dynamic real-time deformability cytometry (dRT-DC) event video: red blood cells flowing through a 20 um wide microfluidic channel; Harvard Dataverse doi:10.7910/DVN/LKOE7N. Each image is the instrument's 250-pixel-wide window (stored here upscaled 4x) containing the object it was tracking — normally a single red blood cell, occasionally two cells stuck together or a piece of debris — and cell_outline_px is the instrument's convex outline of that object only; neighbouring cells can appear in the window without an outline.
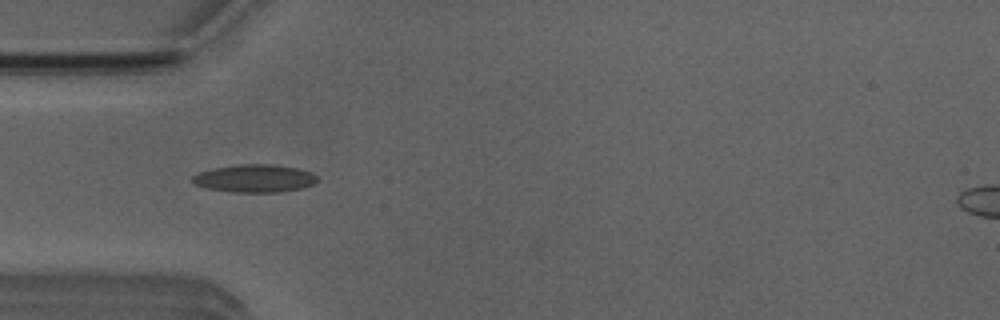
{"species": "Egyptian fruit bat (a non-hibernating species)", "species_latin": "Rousettus aegyptiacus", "temperature_condition": "room temperature", "stored_images_in_passage": 52, "camera_frame_rate_fps": 3000, "um_per_image_px": 0.085, "animal": {"sex": "male"}, "frame": {"image": 1, "passage_image": 15, "time_ms": 4.667, "image_size_px": [1000, 320], "cell_outline_px": [[316, 180], [312, 184], [304, 188], [276, 192], [232, 192], [204, 188], [192, 184], [192, 176], [200, 172], [216, 168], [236, 164], [272, 164], [296, 168], [312, 172], [316, 176]], "centroid_in_image_um": [21.61, 15.17], "position_along_channel_um": 63.4, "area_um2": 20.23}}
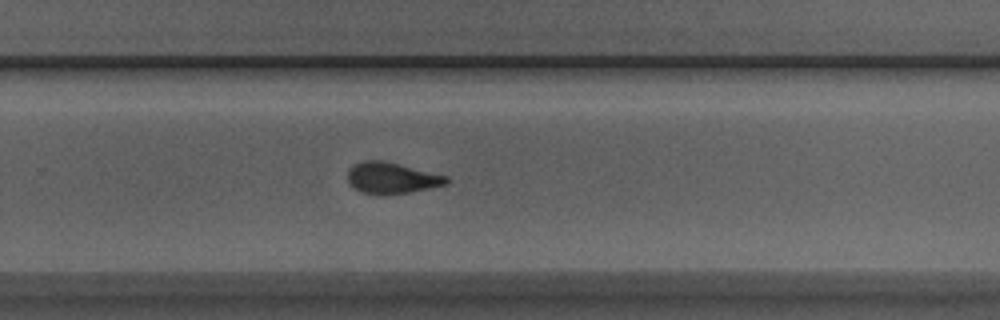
{"frame": {"image": 2, "passage_image": 33, "time_ms": 10.667, "image_size_px": [1000, 320], "cell_outline_px": [[448, 184], [408, 192], [380, 196], [360, 192], [348, 180], [348, 172], [356, 164], [364, 160], [384, 160], [448, 176]], "centroid_in_image_um": [33.31, 15.14], "position_along_channel_um": 296.5, "area_um2": 17.86}}
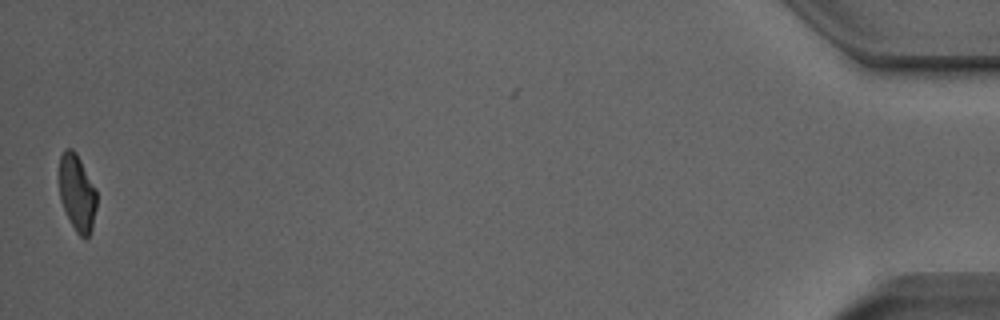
{"frame": {"image": 3, "passage_image": 51, "time_ms": 16.667, "image_size_px": [1000, 320], "cell_outline_px": [[96, 208], [92, 228], [88, 236], [84, 240], [76, 232], [60, 200], [56, 176], [60, 156], [64, 148], [72, 148], [76, 152], [96, 188]], "centroid_in_image_um": [6.5, 16.33], "position_along_channel_um": 428.7, "area_um2": 17.28}, "authors_computed_cell_mechanics": {"area_um2": 17.918, "velocity_mm_per_s": 3.8944, "shape_relaxation_time_tau1_ms": 5.5685, "shape_relaxation_time_tau2_ms": 1.8209, "deformation_change_tau1": 0.1795, "deformation_change_tau2": 0.1005}}